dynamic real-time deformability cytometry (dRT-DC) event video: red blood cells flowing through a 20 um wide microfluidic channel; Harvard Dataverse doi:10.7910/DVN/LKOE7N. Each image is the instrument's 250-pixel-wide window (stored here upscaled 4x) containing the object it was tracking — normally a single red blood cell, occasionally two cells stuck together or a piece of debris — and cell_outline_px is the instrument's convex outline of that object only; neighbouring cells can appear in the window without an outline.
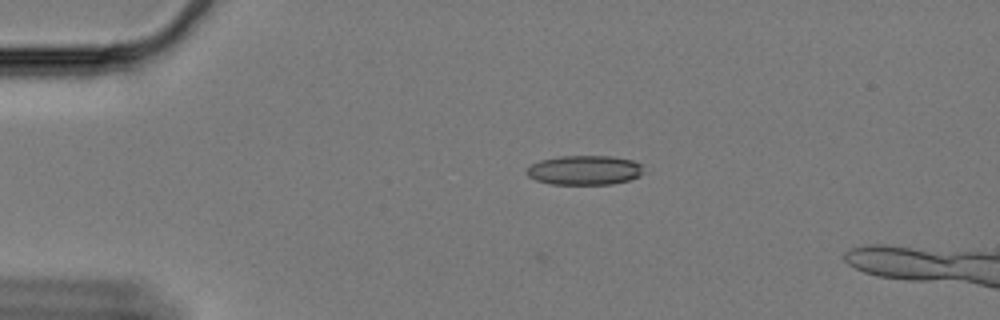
{"species": "Egyptian fruit bat (a non-hibernating species)", "species_latin": "Rousettus aegyptiacus", "temperature_condition": "cold", "stored_images_in_passage": 3, "camera_frame_rate_fps": 3000, "um_per_image_px": 0.085, "animal": {"sex": "female"}, "frame": {"image": 1, "passage_image": 3, "time_ms": 0.667, "image_size_px": [1000, 320], "cell_outline_px": [[644, 164], [640, 176], [628, 180], [612, 184], [552, 184], [536, 180], [528, 176], [524, 172], [532, 164], [540, 160], [560, 156], [612, 156], [632, 160]], "centroid_in_image_um": [49.69, 14.46], "position_along_channel_um": 35.3, "area_um2": 20.11}}